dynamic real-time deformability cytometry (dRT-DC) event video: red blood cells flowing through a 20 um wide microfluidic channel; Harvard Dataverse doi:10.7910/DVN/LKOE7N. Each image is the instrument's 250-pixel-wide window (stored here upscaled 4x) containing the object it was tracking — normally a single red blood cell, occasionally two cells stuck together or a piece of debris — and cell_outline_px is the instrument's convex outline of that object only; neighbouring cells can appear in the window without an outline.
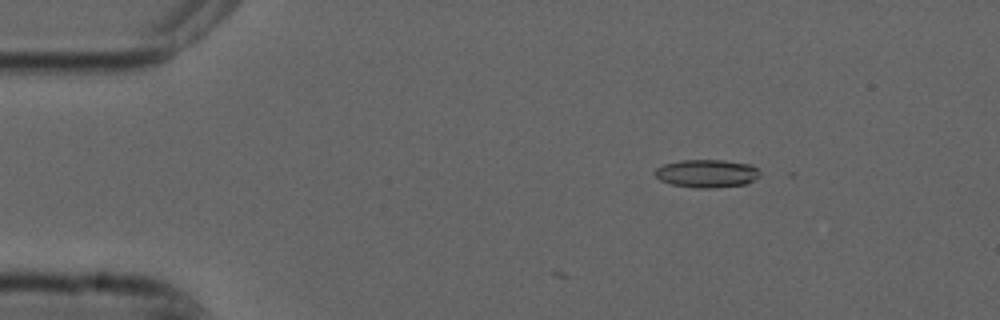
{"species": "common noctule bat (a hibernating species)", "species_latin": "Nyctalus noctula", "temperature_condition": "cold", "stored_images_in_passage": 7, "camera_frame_rate_fps": 3000, "um_per_image_px": 0.085, "animal": {"sex": "male", "forearm_length_mm": 52.5}, "frame": {"image": 1, "passage_image": 7, "time_ms": 2.0, "image_size_px": [1000, 320], "cell_outline_px": [[760, 176], [744, 184], [712, 188], [696, 188], [672, 184], [660, 180], [656, 176], [656, 168], [664, 164], [680, 160], [724, 160], [752, 164], [760, 172]], "centroid_in_image_um": [60.09, 14.73], "position_along_channel_um": 24.9, "area_um2": 17.05}}